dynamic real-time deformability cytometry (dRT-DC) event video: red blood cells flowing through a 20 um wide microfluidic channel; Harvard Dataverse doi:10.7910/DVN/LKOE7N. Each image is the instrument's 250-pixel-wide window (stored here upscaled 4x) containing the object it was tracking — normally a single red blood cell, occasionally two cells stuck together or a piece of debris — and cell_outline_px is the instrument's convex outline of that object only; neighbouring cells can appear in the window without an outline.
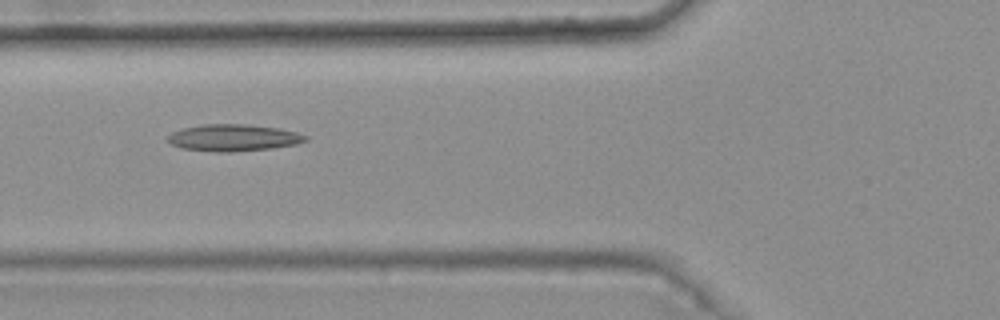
{"species": "common noctule bat (a hibernating species)", "species_latin": "Nyctalus noctula", "temperature_condition": "warm", "stored_images_in_passage": 10, "camera_frame_rate_fps": 3000, "um_per_image_px": 0.085, "animal": {"sex": "female", "body_mass_g": 25.1}, "frame": {"image": 1, "passage_image": 5, "time_ms": 1.333, "image_size_px": [1000, 320], "cell_outline_px": [[308, 140], [296, 144], [272, 148], [232, 152], [216, 152], [180, 148], [164, 140], [164, 136], [172, 132], [184, 128], [204, 124], [248, 124], [280, 128], [296, 132], [308, 136]], "centroid_in_image_um": [19.81, 11.71], "position_along_channel_um": 106.0, "area_um2": 21.79}}
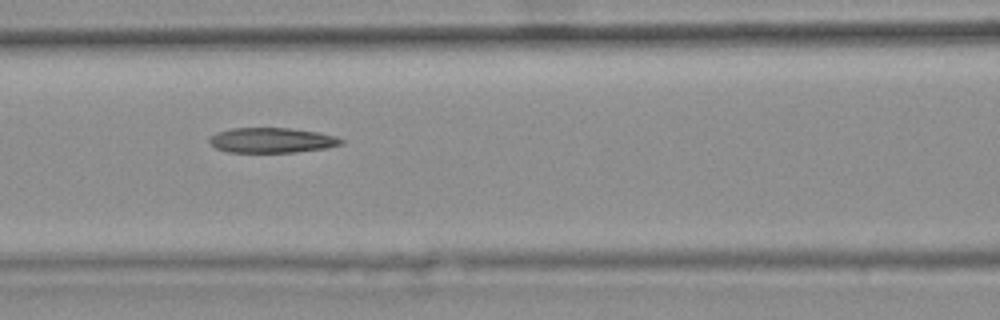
{"frame": {"image": 2, "passage_image": 6, "time_ms": 1.667, "image_size_px": [1000, 320], "cell_outline_px": [[344, 144], [324, 148], [296, 152], [228, 152], [216, 148], [208, 140], [216, 132], [232, 128], [288, 128], [316, 132], [336, 136], [344, 140]], "centroid_in_image_um": [23.11, 11.92], "position_along_channel_um": 143.5, "area_um2": 19.13}}
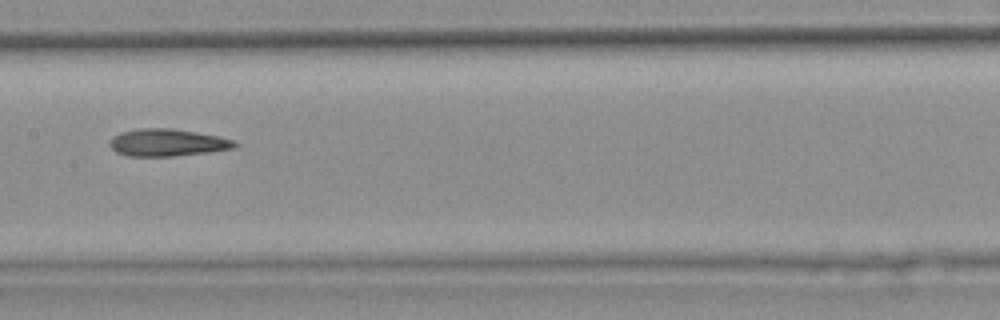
{"frame": {"image": 3, "passage_image": 7, "time_ms": 2.0, "image_size_px": [1000, 320], "cell_outline_px": [[240, 144], [232, 148], [208, 152], [172, 156], [128, 156], [116, 152], [108, 144], [108, 140], [112, 136], [120, 132], [140, 128], [172, 128], [196, 132], [236, 140]], "centroid_in_image_um": [14.19, 12.11], "position_along_channel_um": 193.2, "area_um2": 19.94}}